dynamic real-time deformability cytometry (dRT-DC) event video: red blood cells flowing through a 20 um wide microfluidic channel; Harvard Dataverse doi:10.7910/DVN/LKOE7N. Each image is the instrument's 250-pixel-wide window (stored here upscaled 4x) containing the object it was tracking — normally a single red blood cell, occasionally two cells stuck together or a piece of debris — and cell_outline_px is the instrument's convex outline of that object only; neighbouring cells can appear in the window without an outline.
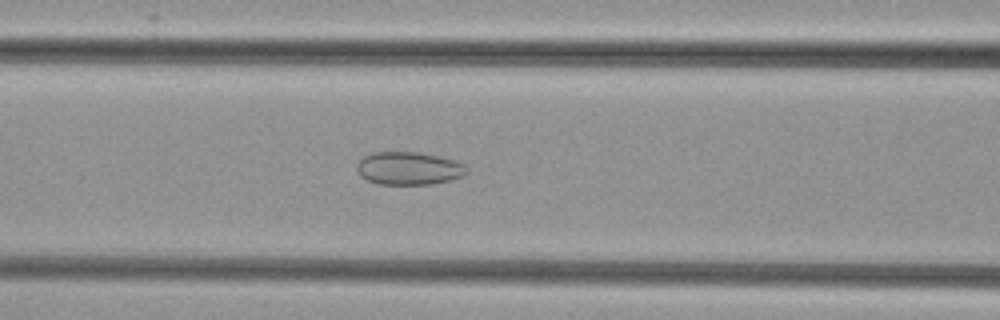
{"species": "common noctule bat (a hibernating species)", "species_latin": "Nyctalus noctula", "temperature_condition": "cold", "stored_images_in_passage": 45, "camera_frame_rate_fps": 3000, "um_per_image_px": 0.085, "animal": {"sex": "female", "body_mass_g": 29.2, "forearm_length_mm": 56.3}, "frame": {"image": 1, "passage_image": 14, "time_ms": 4.333, "image_size_px": [1000, 320], "cell_outline_px": [[468, 172], [464, 176], [432, 184], [380, 184], [368, 180], [360, 176], [356, 168], [356, 164], [364, 156], [372, 152], [416, 152], [436, 156], [452, 160], [464, 164], [468, 168]], "centroid_in_image_um": [34.73, 14.31], "position_along_channel_um": 131.9, "area_um2": 20.98}}
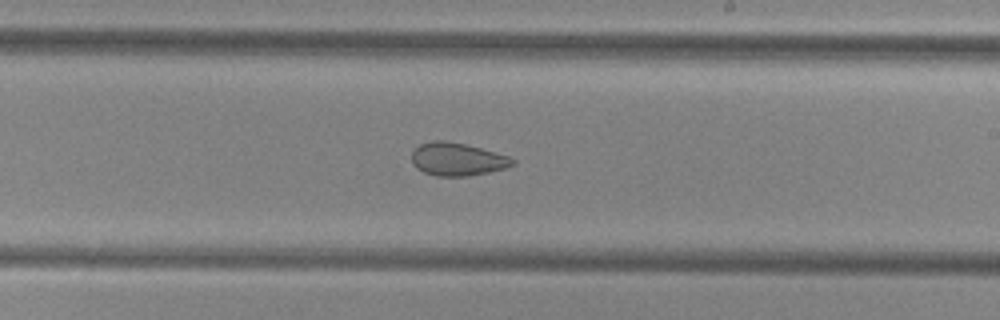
{"frame": {"image": 2, "passage_image": 23, "time_ms": 7.333, "image_size_px": [1000, 320], "cell_outline_px": [[516, 164], [504, 168], [488, 172], [468, 176], [436, 176], [424, 172], [416, 168], [412, 164], [412, 152], [420, 144], [432, 140], [444, 140], [464, 144], [480, 148], [508, 156], [516, 160]], "centroid_in_image_um": [38.85, 13.54], "position_along_channel_um": 250.1, "area_um2": 19.31}}
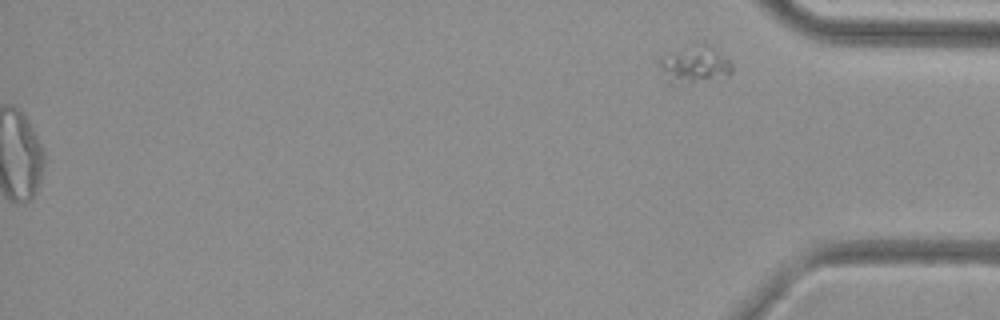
{"frame": {"image": 3, "passage_image": 45, "time_ms": 14.667, "image_size_px": [1000, 320], "cell_outline_px": [[732, 72], [728, 76], [676, 88], [668, 84], [660, 64], [660, 60], [692, 44], [704, 40], [728, 60], [732, 64]], "centroid_in_image_um": [59.08, 5.56], "position_along_channel_um": 376.1, "area_um2": 16.07}}